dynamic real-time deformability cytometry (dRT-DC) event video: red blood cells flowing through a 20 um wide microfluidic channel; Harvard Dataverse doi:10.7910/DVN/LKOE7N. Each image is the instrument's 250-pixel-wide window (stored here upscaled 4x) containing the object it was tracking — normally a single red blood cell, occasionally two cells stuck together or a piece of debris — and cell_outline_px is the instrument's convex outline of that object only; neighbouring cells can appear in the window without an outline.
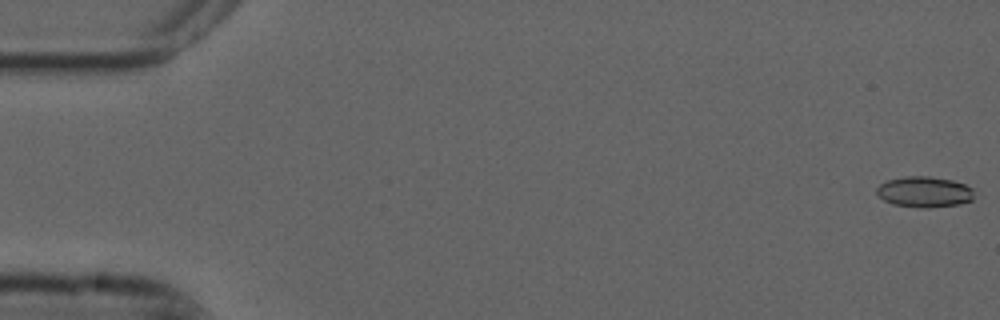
{"species": "common noctule bat (a hibernating species)", "species_latin": "Nyctalus noctula", "temperature_condition": "cold", "stored_images_in_passage": 55, "camera_frame_rate_fps": 3000, "um_per_image_px": 0.085, "animal": {"sex": "male", "forearm_length_mm": 52.5}, "frame": {"image": 1, "passage_image": 1, "time_ms": 0.0, "image_size_px": [1000, 320], "cell_outline_px": [[972, 200], [960, 204], [928, 208], [924, 208], [892, 204], [884, 200], [876, 192], [876, 188], [884, 180], [904, 176], [928, 176], [952, 180], [964, 184], [972, 188]], "centroid_in_image_um": [78.54, 16.3], "position_along_channel_um": 6.5, "area_um2": 17.51}}
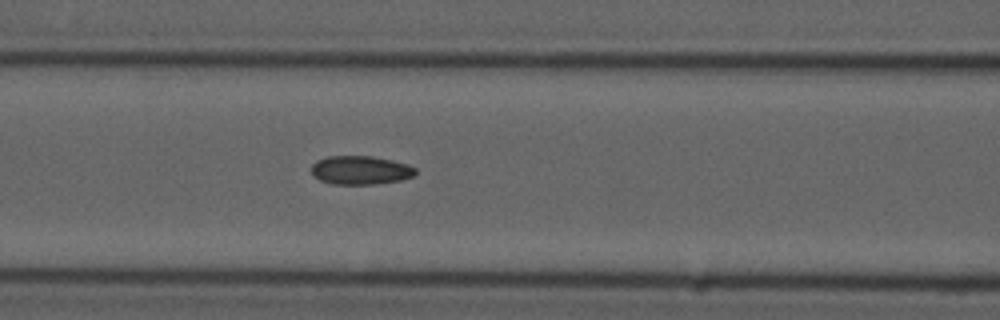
{"frame": {"image": 2, "passage_image": 23, "time_ms": 7.333, "image_size_px": [1000, 320], "cell_outline_px": [[416, 176], [400, 180], [372, 184], [332, 184], [320, 180], [312, 176], [312, 164], [316, 160], [328, 156], [372, 156], [392, 160], [408, 164], [416, 168]], "centroid_in_image_um": [30.64, 14.46], "position_along_channel_um": 136.0, "area_um2": 17.51}}
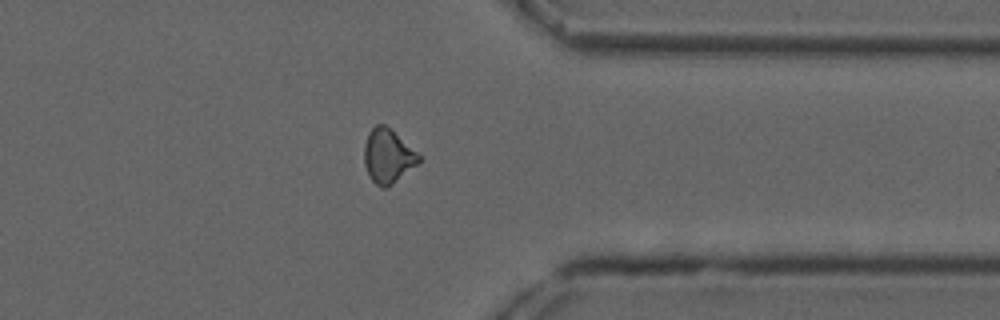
{"frame": {"image": 3, "passage_image": 43, "time_ms": 14.0, "image_size_px": [1000, 320], "cell_outline_px": [[420, 160], [416, 164], [388, 188], [380, 188], [368, 176], [364, 164], [364, 144], [368, 132], [376, 124], [384, 124], [416, 152], [420, 156]], "centroid_in_image_um": [32.91, 13.29], "position_along_channel_um": 378.5, "area_um2": 16.94}, "authors_computed_cell_mechanics": {"area_um2": 17.1088, "velocity_mm_per_s": 3.7517, "shape_relaxation_time_tau1_ms": null, "shape_relaxation_time_tau2_ms": 5.976, "deformation_change_tau1": null, "deformation_change_tau2": 0.0966}}